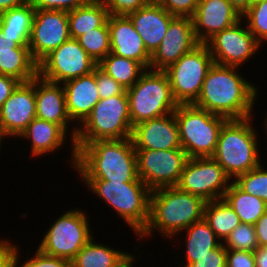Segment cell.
Listing matches in <instances>:
<instances>
[{
  "label": "cell",
  "instance_id": "cell-31",
  "mask_svg": "<svg viewBox=\"0 0 267 267\" xmlns=\"http://www.w3.org/2000/svg\"><path fill=\"white\" fill-rule=\"evenodd\" d=\"M98 67L125 90L131 88L147 70L141 63L111 52L98 63Z\"/></svg>",
  "mask_w": 267,
  "mask_h": 267
},
{
  "label": "cell",
  "instance_id": "cell-33",
  "mask_svg": "<svg viewBox=\"0 0 267 267\" xmlns=\"http://www.w3.org/2000/svg\"><path fill=\"white\" fill-rule=\"evenodd\" d=\"M77 41L87 54L99 63L111 52L108 21L102 27L92 29V31L81 35L77 38Z\"/></svg>",
  "mask_w": 267,
  "mask_h": 267
},
{
  "label": "cell",
  "instance_id": "cell-3",
  "mask_svg": "<svg viewBox=\"0 0 267 267\" xmlns=\"http://www.w3.org/2000/svg\"><path fill=\"white\" fill-rule=\"evenodd\" d=\"M204 205L201 197L181 191L177 186L152 190L149 221L137 239H152L155 231L164 239H178L183 230L203 218Z\"/></svg>",
  "mask_w": 267,
  "mask_h": 267
},
{
  "label": "cell",
  "instance_id": "cell-56",
  "mask_svg": "<svg viewBox=\"0 0 267 267\" xmlns=\"http://www.w3.org/2000/svg\"><path fill=\"white\" fill-rule=\"evenodd\" d=\"M259 1H262V0H251V3L254 4V3L259 2Z\"/></svg>",
  "mask_w": 267,
  "mask_h": 267
},
{
  "label": "cell",
  "instance_id": "cell-45",
  "mask_svg": "<svg viewBox=\"0 0 267 267\" xmlns=\"http://www.w3.org/2000/svg\"><path fill=\"white\" fill-rule=\"evenodd\" d=\"M10 241L0 249V267H15V244Z\"/></svg>",
  "mask_w": 267,
  "mask_h": 267
},
{
  "label": "cell",
  "instance_id": "cell-32",
  "mask_svg": "<svg viewBox=\"0 0 267 267\" xmlns=\"http://www.w3.org/2000/svg\"><path fill=\"white\" fill-rule=\"evenodd\" d=\"M203 218L222 243L241 223L239 216L223 198L205 202Z\"/></svg>",
  "mask_w": 267,
  "mask_h": 267
},
{
  "label": "cell",
  "instance_id": "cell-13",
  "mask_svg": "<svg viewBox=\"0 0 267 267\" xmlns=\"http://www.w3.org/2000/svg\"><path fill=\"white\" fill-rule=\"evenodd\" d=\"M231 181L212 157L189 158L177 187L209 202L222 199Z\"/></svg>",
  "mask_w": 267,
  "mask_h": 267
},
{
  "label": "cell",
  "instance_id": "cell-14",
  "mask_svg": "<svg viewBox=\"0 0 267 267\" xmlns=\"http://www.w3.org/2000/svg\"><path fill=\"white\" fill-rule=\"evenodd\" d=\"M242 21L214 34L205 42L214 63L241 68L260 51L262 45Z\"/></svg>",
  "mask_w": 267,
  "mask_h": 267
},
{
  "label": "cell",
  "instance_id": "cell-52",
  "mask_svg": "<svg viewBox=\"0 0 267 267\" xmlns=\"http://www.w3.org/2000/svg\"><path fill=\"white\" fill-rule=\"evenodd\" d=\"M3 239L2 238L0 239V249L9 241L8 240L9 238L5 239V237H4Z\"/></svg>",
  "mask_w": 267,
  "mask_h": 267
},
{
  "label": "cell",
  "instance_id": "cell-1",
  "mask_svg": "<svg viewBox=\"0 0 267 267\" xmlns=\"http://www.w3.org/2000/svg\"><path fill=\"white\" fill-rule=\"evenodd\" d=\"M238 70V71H237ZM239 67L213 63L194 106L228 120L254 117L258 86L248 81Z\"/></svg>",
  "mask_w": 267,
  "mask_h": 267
},
{
  "label": "cell",
  "instance_id": "cell-27",
  "mask_svg": "<svg viewBox=\"0 0 267 267\" xmlns=\"http://www.w3.org/2000/svg\"><path fill=\"white\" fill-rule=\"evenodd\" d=\"M0 74L11 76L20 82H28L38 75V63L28 46L0 50Z\"/></svg>",
  "mask_w": 267,
  "mask_h": 267
},
{
  "label": "cell",
  "instance_id": "cell-10",
  "mask_svg": "<svg viewBox=\"0 0 267 267\" xmlns=\"http://www.w3.org/2000/svg\"><path fill=\"white\" fill-rule=\"evenodd\" d=\"M213 63L206 44L199 43L164 70L169 79L172 96L178 105H190L197 101Z\"/></svg>",
  "mask_w": 267,
  "mask_h": 267
},
{
  "label": "cell",
  "instance_id": "cell-39",
  "mask_svg": "<svg viewBox=\"0 0 267 267\" xmlns=\"http://www.w3.org/2000/svg\"><path fill=\"white\" fill-rule=\"evenodd\" d=\"M110 15L127 16L149 4L148 0H101Z\"/></svg>",
  "mask_w": 267,
  "mask_h": 267
},
{
  "label": "cell",
  "instance_id": "cell-29",
  "mask_svg": "<svg viewBox=\"0 0 267 267\" xmlns=\"http://www.w3.org/2000/svg\"><path fill=\"white\" fill-rule=\"evenodd\" d=\"M223 199L239 216L241 223L254 225L267 211L266 202L243 191L234 181H231Z\"/></svg>",
  "mask_w": 267,
  "mask_h": 267
},
{
  "label": "cell",
  "instance_id": "cell-44",
  "mask_svg": "<svg viewBox=\"0 0 267 267\" xmlns=\"http://www.w3.org/2000/svg\"><path fill=\"white\" fill-rule=\"evenodd\" d=\"M20 83L14 77L0 74V108Z\"/></svg>",
  "mask_w": 267,
  "mask_h": 267
},
{
  "label": "cell",
  "instance_id": "cell-6",
  "mask_svg": "<svg viewBox=\"0 0 267 267\" xmlns=\"http://www.w3.org/2000/svg\"><path fill=\"white\" fill-rule=\"evenodd\" d=\"M133 126L126 90L106 99H100L89 116L77 128L75 144L96 140L126 139L132 137Z\"/></svg>",
  "mask_w": 267,
  "mask_h": 267
},
{
  "label": "cell",
  "instance_id": "cell-22",
  "mask_svg": "<svg viewBox=\"0 0 267 267\" xmlns=\"http://www.w3.org/2000/svg\"><path fill=\"white\" fill-rule=\"evenodd\" d=\"M62 85L64 87L68 116L78 128L100 100L95 79V69L88 75L68 80Z\"/></svg>",
  "mask_w": 267,
  "mask_h": 267
},
{
  "label": "cell",
  "instance_id": "cell-5",
  "mask_svg": "<svg viewBox=\"0 0 267 267\" xmlns=\"http://www.w3.org/2000/svg\"><path fill=\"white\" fill-rule=\"evenodd\" d=\"M86 189L108 204L138 237L149 221L151 190L144 182L82 180Z\"/></svg>",
  "mask_w": 267,
  "mask_h": 267
},
{
  "label": "cell",
  "instance_id": "cell-42",
  "mask_svg": "<svg viewBox=\"0 0 267 267\" xmlns=\"http://www.w3.org/2000/svg\"><path fill=\"white\" fill-rule=\"evenodd\" d=\"M35 9L71 11L89 0H29Z\"/></svg>",
  "mask_w": 267,
  "mask_h": 267
},
{
  "label": "cell",
  "instance_id": "cell-55",
  "mask_svg": "<svg viewBox=\"0 0 267 267\" xmlns=\"http://www.w3.org/2000/svg\"><path fill=\"white\" fill-rule=\"evenodd\" d=\"M149 3H159L161 0H148Z\"/></svg>",
  "mask_w": 267,
  "mask_h": 267
},
{
  "label": "cell",
  "instance_id": "cell-54",
  "mask_svg": "<svg viewBox=\"0 0 267 267\" xmlns=\"http://www.w3.org/2000/svg\"><path fill=\"white\" fill-rule=\"evenodd\" d=\"M3 139H5V138L2 136V134L0 132V148L2 147V144H3L2 142H4Z\"/></svg>",
  "mask_w": 267,
  "mask_h": 267
},
{
  "label": "cell",
  "instance_id": "cell-12",
  "mask_svg": "<svg viewBox=\"0 0 267 267\" xmlns=\"http://www.w3.org/2000/svg\"><path fill=\"white\" fill-rule=\"evenodd\" d=\"M97 66L98 63L77 39L70 38L38 63V75L50 82L63 84L92 73Z\"/></svg>",
  "mask_w": 267,
  "mask_h": 267
},
{
  "label": "cell",
  "instance_id": "cell-7",
  "mask_svg": "<svg viewBox=\"0 0 267 267\" xmlns=\"http://www.w3.org/2000/svg\"><path fill=\"white\" fill-rule=\"evenodd\" d=\"M182 149L189 158L212 157L222 126L228 119L193 104L177 105L174 111Z\"/></svg>",
  "mask_w": 267,
  "mask_h": 267
},
{
  "label": "cell",
  "instance_id": "cell-53",
  "mask_svg": "<svg viewBox=\"0 0 267 267\" xmlns=\"http://www.w3.org/2000/svg\"><path fill=\"white\" fill-rule=\"evenodd\" d=\"M265 122H263V123H261V124H263V128H265L264 130H266L265 131V133H266V138H267V115L265 116V120H264ZM267 143V142H266Z\"/></svg>",
  "mask_w": 267,
  "mask_h": 267
},
{
  "label": "cell",
  "instance_id": "cell-21",
  "mask_svg": "<svg viewBox=\"0 0 267 267\" xmlns=\"http://www.w3.org/2000/svg\"><path fill=\"white\" fill-rule=\"evenodd\" d=\"M111 53L133 59L150 69L151 55L127 16L109 15Z\"/></svg>",
  "mask_w": 267,
  "mask_h": 267
},
{
  "label": "cell",
  "instance_id": "cell-41",
  "mask_svg": "<svg viewBox=\"0 0 267 267\" xmlns=\"http://www.w3.org/2000/svg\"><path fill=\"white\" fill-rule=\"evenodd\" d=\"M187 267H226V248L221 243L217 248L209 250V254L198 257Z\"/></svg>",
  "mask_w": 267,
  "mask_h": 267
},
{
  "label": "cell",
  "instance_id": "cell-40",
  "mask_svg": "<svg viewBox=\"0 0 267 267\" xmlns=\"http://www.w3.org/2000/svg\"><path fill=\"white\" fill-rule=\"evenodd\" d=\"M199 0H161L159 4L175 17L192 18Z\"/></svg>",
  "mask_w": 267,
  "mask_h": 267
},
{
  "label": "cell",
  "instance_id": "cell-9",
  "mask_svg": "<svg viewBox=\"0 0 267 267\" xmlns=\"http://www.w3.org/2000/svg\"><path fill=\"white\" fill-rule=\"evenodd\" d=\"M50 225L37 248L47 255L69 262L94 237L86 210L77 207L64 211Z\"/></svg>",
  "mask_w": 267,
  "mask_h": 267
},
{
  "label": "cell",
  "instance_id": "cell-26",
  "mask_svg": "<svg viewBox=\"0 0 267 267\" xmlns=\"http://www.w3.org/2000/svg\"><path fill=\"white\" fill-rule=\"evenodd\" d=\"M35 10L29 1L0 13L1 31L19 46H28Z\"/></svg>",
  "mask_w": 267,
  "mask_h": 267
},
{
  "label": "cell",
  "instance_id": "cell-2",
  "mask_svg": "<svg viewBox=\"0 0 267 267\" xmlns=\"http://www.w3.org/2000/svg\"><path fill=\"white\" fill-rule=\"evenodd\" d=\"M74 169L81 180L143 182L137 173V157L132 138L96 140L75 144Z\"/></svg>",
  "mask_w": 267,
  "mask_h": 267
},
{
  "label": "cell",
  "instance_id": "cell-49",
  "mask_svg": "<svg viewBox=\"0 0 267 267\" xmlns=\"http://www.w3.org/2000/svg\"><path fill=\"white\" fill-rule=\"evenodd\" d=\"M232 6L239 12L242 16L248 8L252 5L251 0H229Z\"/></svg>",
  "mask_w": 267,
  "mask_h": 267
},
{
  "label": "cell",
  "instance_id": "cell-8",
  "mask_svg": "<svg viewBox=\"0 0 267 267\" xmlns=\"http://www.w3.org/2000/svg\"><path fill=\"white\" fill-rule=\"evenodd\" d=\"M126 93L133 127L173 113L178 105L172 96L168 76L161 70L147 69Z\"/></svg>",
  "mask_w": 267,
  "mask_h": 267
},
{
  "label": "cell",
  "instance_id": "cell-20",
  "mask_svg": "<svg viewBox=\"0 0 267 267\" xmlns=\"http://www.w3.org/2000/svg\"><path fill=\"white\" fill-rule=\"evenodd\" d=\"M131 138L135 149L170 150L182 148L174 112L135 125Z\"/></svg>",
  "mask_w": 267,
  "mask_h": 267
},
{
  "label": "cell",
  "instance_id": "cell-15",
  "mask_svg": "<svg viewBox=\"0 0 267 267\" xmlns=\"http://www.w3.org/2000/svg\"><path fill=\"white\" fill-rule=\"evenodd\" d=\"M70 38L67 11L35 10L28 47L37 63Z\"/></svg>",
  "mask_w": 267,
  "mask_h": 267
},
{
  "label": "cell",
  "instance_id": "cell-47",
  "mask_svg": "<svg viewBox=\"0 0 267 267\" xmlns=\"http://www.w3.org/2000/svg\"><path fill=\"white\" fill-rule=\"evenodd\" d=\"M254 255L256 267H267V247H258Z\"/></svg>",
  "mask_w": 267,
  "mask_h": 267
},
{
  "label": "cell",
  "instance_id": "cell-36",
  "mask_svg": "<svg viewBox=\"0 0 267 267\" xmlns=\"http://www.w3.org/2000/svg\"><path fill=\"white\" fill-rule=\"evenodd\" d=\"M223 245L226 249L254 252L259 247L254 225L240 223L225 239Z\"/></svg>",
  "mask_w": 267,
  "mask_h": 267
},
{
  "label": "cell",
  "instance_id": "cell-35",
  "mask_svg": "<svg viewBox=\"0 0 267 267\" xmlns=\"http://www.w3.org/2000/svg\"><path fill=\"white\" fill-rule=\"evenodd\" d=\"M242 18L247 23L248 30L263 46V43L267 41V0L252 4Z\"/></svg>",
  "mask_w": 267,
  "mask_h": 267
},
{
  "label": "cell",
  "instance_id": "cell-37",
  "mask_svg": "<svg viewBox=\"0 0 267 267\" xmlns=\"http://www.w3.org/2000/svg\"><path fill=\"white\" fill-rule=\"evenodd\" d=\"M19 248L20 247L15 244V267H71V262L68 260L47 255L41 252L38 248L35 249L33 257L31 256L30 259L26 258L24 263L20 260L22 257H20L21 252H19ZM21 261L23 264H20Z\"/></svg>",
  "mask_w": 267,
  "mask_h": 267
},
{
  "label": "cell",
  "instance_id": "cell-46",
  "mask_svg": "<svg viewBox=\"0 0 267 267\" xmlns=\"http://www.w3.org/2000/svg\"><path fill=\"white\" fill-rule=\"evenodd\" d=\"M259 247H267V211L254 224Z\"/></svg>",
  "mask_w": 267,
  "mask_h": 267
},
{
  "label": "cell",
  "instance_id": "cell-38",
  "mask_svg": "<svg viewBox=\"0 0 267 267\" xmlns=\"http://www.w3.org/2000/svg\"><path fill=\"white\" fill-rule=\"evenodd\" d=\"M95 79L100 99L122 94L125 89L98 66L95 68Z\"/></svg>",
  "mask_w": 267,
  "mask_h": 267
},
{
  "label": "cell",
  "instance_id": "cell-48",
  "mask_svg": "<svg viewBox=\"0 0 267 267\" xmlns=\"http://www.w3.org/2000/svg\"><path fill=\"white\" fill-rule=\"evenodd\" d=\"M28 2L29 0H0V13L11 8L23 6Z\"/></svg>",
  "mask_w": 267,
  "mask_h": 267
},
{
  "label": "cell",
  "instance_id": "cell-50",
  "mask_svg": "<svg viewBox=\"0 0 267 267\" xmlns=\"http://www.w3.org/2000/svg\"><path fill=\"white\" fill-rule=\"evenodd\" d=\"M18 46L19 45L14 42L13 39H9L8 37H6L5 33H3L0 29V50L15 49Z\"/></svg>",
  "mask_w": 267,
  "mask_h": 267
},
{
  "label": "cell",
  "instance_id": "cell-16",
  "mask_svg": "<svg viewBox=\"0 0 267 267\" xmlns=\"http://www.w3.org/2000/svg\"><path fill=\"white\" fill-rule=\"evenodd\" d=\"M35 102L37 118L61 126L70 135V150L72 154L68 162H70V166H72L71 168H74L76 162V147L74 140L77 133V127L71 126V128L69 126L74 124L71 122L66 110L63 85L50 82L37 75L35 77Z\"/></svg>",
  "mask_w": 267,
  "mask_h": 267
},
{
  "label": "cell",
  "instance_id": "cell-11",
  "mask_svg": "<svg viewBox=\"0 0 267 267\" xmlns=\"http://www.w3.org/2000/svg\"><path fill=\"white\" fill-rule=\"evenodd\" d=\"M138 177L152 191L177 186L189 157L182 148L135 149Z\"/></svg>",
  "mask_w": 267,
  "mask_h": 267
},
{
  "label": "cell",
  "instance_id": "cell-23",
  "mask_svg": "<svg viewBox=\"0 0 267 267\" xmlns=\"http://www.w3.org/2000/svg\"><path fill=\"white\" fill-rule=\"evenodd\" d=\"M127 17L133 23L151 56L160 46L170 22L175 18L159 3H149Z\"/></svg>",
  "mask_w": 267,
  "mask_h": 267
},
{
  "label": "cell",
  "instance_id": "cell-17",
  "mask_svg": "<svg viewBox=\"0 0 267 267\" xmlns=\"http://www.w3.org/2000/svg\"><path fill=\"white\" fill-rule=\"evenodd\" d=\"M36 117L35 78L21 82L0 108V132L18 138Z\"/></svg>",
  "mask_w": 267,
  "mask_h": 267
},
{
  "label": "cell",
  "instance_id": "cell-30",
  "mask_svg": "<svg viewBox=\"0 0 267 267\" xmlns=\"http://www.w3.org/2000/svg\"><path fill=\"white\" fill-rule=\"evenodd\" d=\"M128 252L111 248L100 242H96L93 237L85 244L74 259L71 261V267H113Z\"/></svg>",
  "mask_w": 267,
  "mask_h": 267
},
{
  "label": "cell",
  "instance_id": "cell-25",
  "mask_svg": "<svg viewBox=\"0 0 267 267\" xmlns=\"http://www.w3.org/2000/svg\"><path fill=\"white\" fill-rule=\"evenodd\" d=\"M109 12L101 0H89L86 4L68 12L70 36L77 39L92 29L102 27L109 18Z\"/></svg>",
  "mask_w": 267,
  "mask_h": 267
},
{
  "label": "cell",
  "instance_id": "cell-19",
  "mask_svg": "<svg viewBox=\"0 0 267 267\" xmlns=\"http://www.w3.org/2000/svg\"><path fill=\"white\" fill-rule=\"evenodd\" d=\"M241 19L242 16L229 0H199L192 17L194 35L199 43H205L214 34Z\"/></svg>",
  "mask_w": 267,
  "mask_h": 267
},
{
  "label": "cell",
  "instance_id": "cell-51",
  "mask_svg": "<svg viewBox=\"0 0 267 267\" xmlns=\"http://www.w3.org/2000/svg\"><path fill=\"white\" fill-rule=\"evenodd\" d=\"M137 256L129 254V252L113 267H133L136 263Z\"/></svg>",
  "mask_w": 267,
  "mask_h": 267
},
{
  "label": "cell",
  "instance_id": "cell-34",
  "mask_svg": "<svg viewBox=\"0 0 267 267\" xmlns=\"http://www.w3.org/2000/svg\"><path fill=\"white\" fill-rule=\"evenodd\" d=\"M262 162L255 168L239 175L234 182L245 192L267 203V168Z\"/></svg>",
  "mask_w": 267,
  "mask_h": 267
},
{
  "label": "cell",
  "instance_id": "cell-24",
  "mask_svg": "<svg viewBox=\"0 0 267 267\" xmlns=\"http://www.w3.org/2000/svg\"><path fill=\"white\" fill-rule=\"evenodd\" d=\"M68 136L71 138L61 126L35 117L18 138L30 142V154L38 158L62 150L68 142Z\"/></svg>",
  "mask_w": 267,
  "mask_h": 267
},
{
  "label": "cell",
  "instance_id": "cell-28",
  "mask_svg": "<svg viewBox=\"0 0 267 267\" xmlns=\"http://www.w3.org/2000/svg\"><path fill=\"white\" fill-rule=\"evenodd\" d=\"M186 233L185 241V261L183 266L195 262L198 257L209 254V250L217 248L222 242L217 238L216 234L210 228L208 222L202 218L193 223L187 229L183 230Z\"/></svg>",
  "mask_w": 267,
  "mask_h": 267
},
{
  "label": "cell",
  "instance_id": "cell-43",
  "mask_svg": "<svg viewBox=\"0 0 267 267\" xmlns=\"http://www.w3.org/2000/svg\"><path fill=\"white\" fill-rule=\"evenodd\" d=\"M226 267H256L254 252L226 249Z\"/></svg>",
  "mask_w": 267,
  "mask_h": 267
},
{
  "label": "cell",
  "instance_id": "cell-18",
  "mask_svg": "<svg viewBox=\"0 0 267 267\" xmlns=\"http://www.w3.org/2000/svg\"><path fill=\"white\" fill-rule=\"evenodd\" d=\"M198 44L192 18L175 17L170 22L160 46L151 56L150 69L164 71Z\"/></svg>",
  "mask_w": 267,
  "mask_h": 267
},
{
  "label": "cell",
  "instance_id": "cell-4",
  "mask_svg": "<svg viewBox=\"0 0 267 267\" xmlns=\"http://www.w3.org/2000/svg\"><path fill=\"white\" fill-rule=\"evenodd\" d=\"M253 120V117L228 120L221 128L212 158L232 181L261 163L260 138Z\"/></svg>",
  "mask_w": 267,
  "mask_h": 267
}]
</instances>
